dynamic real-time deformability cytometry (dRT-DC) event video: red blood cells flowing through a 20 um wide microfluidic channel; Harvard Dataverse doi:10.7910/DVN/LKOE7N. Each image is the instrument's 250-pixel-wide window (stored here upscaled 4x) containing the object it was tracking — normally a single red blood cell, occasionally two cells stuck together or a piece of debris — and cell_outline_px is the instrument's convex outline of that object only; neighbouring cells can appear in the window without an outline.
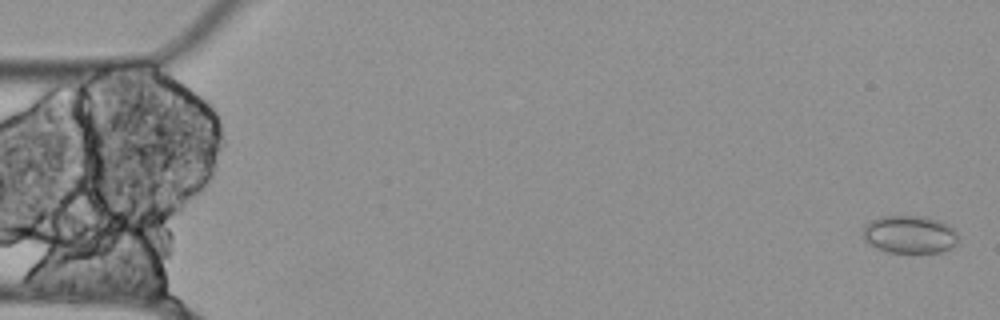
{"species": "Egyptian fruit bat (a non-hibernating species)", "species_latin": "Rousettus aegyptiacus", "temperature_condition": "cold", "stored_images_in_passage": 56, "camera_frame_rate_fps": 3000, "um_per_image_px": 0.085, "animal": {"sex": "female"}, "frame": {"image": 1, "passage_image": 2, "time_ms": 0.333, "image_size_px": [1000, 320], "cell_outline_px": [[956, 244], [952, 248], [944, 252], [888, 252], [876, 248], [864, 240], [864, 224], [880, 216], [924, 216], [940, 220], [948, 224], [956, 232]], "centroid_in_image_um": [77.32, 19.92], "position_along_channel_um": 7.7, "area_um2": 21.04}}
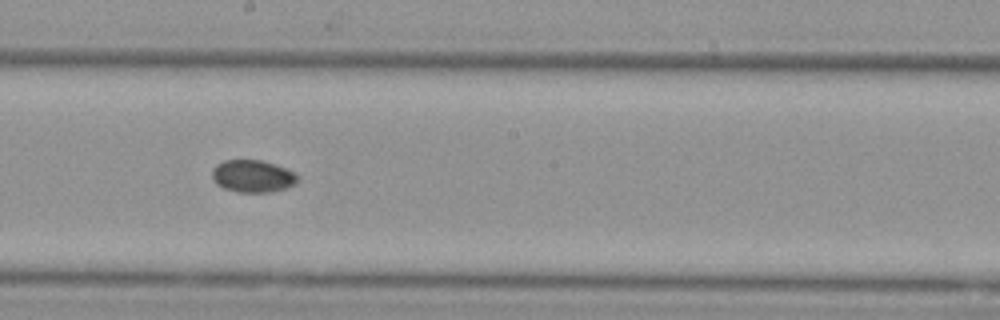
{"frame": {"image": 2, "passage_image": 31, "time_ms": 10.0, "image_size_px": [1000, 320], "cell_outline_px": [[296, 180], [288, 188], [268, 192], [236, 192], [224, 188], [216, 184], [212, 180], [212, 168], [216, 164], [224, 160], [260, 160], [296, 172]], "centroid_in_image_um": [21.41, 14.98], "position_along_channel_um": 226.8, "area_um2": 16.01}}
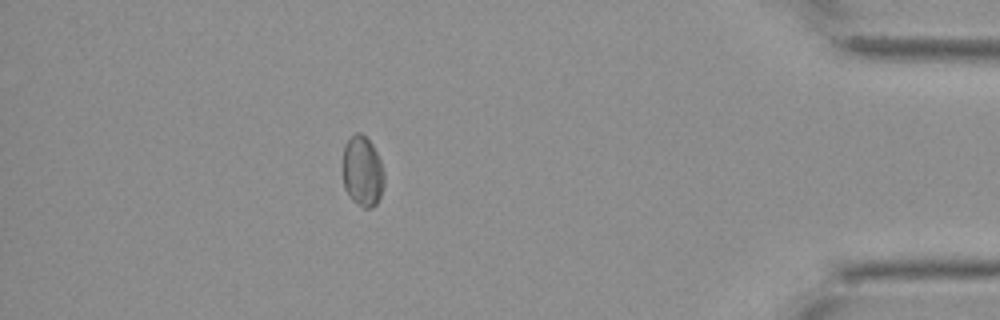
{"frame": {"image": 3, "passage_image": 50, "time_ms": 16.333, "image_size_px": [1000, 320], "cell_outline_px": [[384, 184], [380, 196], [376, 204], [372, 208], [364, 208], [356, 204], [352, 200], [344, 188], [344, 148], [348, 140], [356, 132], [360, 132], [372, 144], [380, 160], [384, 172]], "centroid_in_image_um": [30.83, 14.6], "position_along_channel_um": 404.4, "area_um2": 16.82}}